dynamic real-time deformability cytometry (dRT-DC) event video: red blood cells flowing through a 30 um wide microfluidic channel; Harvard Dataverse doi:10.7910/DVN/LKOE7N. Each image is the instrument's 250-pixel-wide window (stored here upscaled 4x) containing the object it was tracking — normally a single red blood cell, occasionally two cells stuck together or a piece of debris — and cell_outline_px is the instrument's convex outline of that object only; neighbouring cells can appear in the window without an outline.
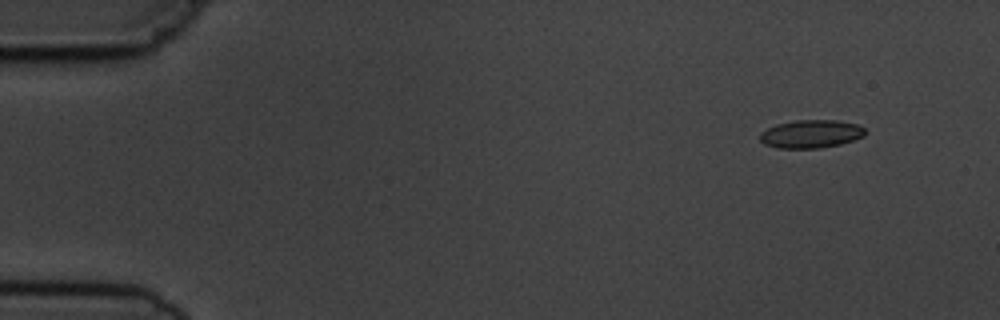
{"species": "common noctule bat (a hibernating species)", "species_latin": "Nyctalus noctula", "temperature_condition": "cold", "stored_images_in_passage": 4, "camera_frame_rate_fps": 3000, "um_per_image_px": 0.085, "animal": {"sex": "male", "body_mass_g": 19.5, "forearm_length_mm": 54.6}, "frame": {"image": 1, "passage_image": 1, "time_ms": 0.0, "image_size_px": [1000, 320], "cell_outline_px": [[864, 136], [840, 144], [820, 148], [776, 148], [764, 144], [760, 140], [760, 132], [776, 124], [796, 120], [836, 120], [856, 124], [864, 128]], "centroid_in_image_um": [68.89, 11.38], "position_along_channel_um": 16.1, "area_um2": 17.17}}
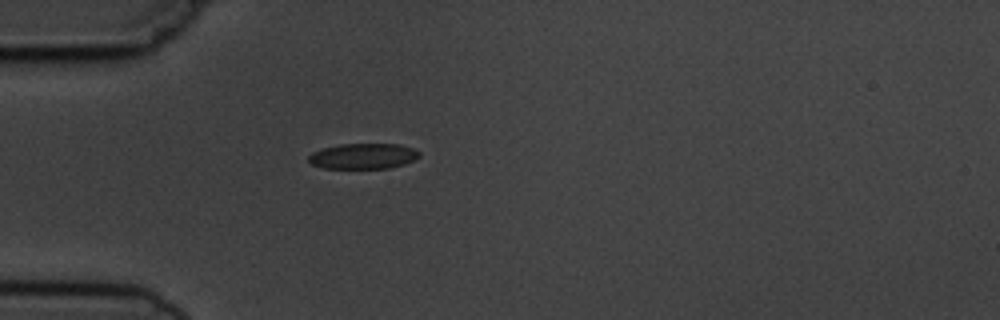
{"frame": {"image": 2, "passage_image": 4, "time_ms": 3.667, "image_size_px": [1000, 320], "cell_outline_px": [[420, 156], [404, 164], [388, 168], [324, 168], [312, 164], [308, 160], [308, 156], [312, 152], [324, 148], [340, 144], [400, 144], [412, 148], [420, 152]], "centroid_in_image_um": [30.87, 13.27], "position_along_channel_um": 54.1, "area_um2": 16.36}}